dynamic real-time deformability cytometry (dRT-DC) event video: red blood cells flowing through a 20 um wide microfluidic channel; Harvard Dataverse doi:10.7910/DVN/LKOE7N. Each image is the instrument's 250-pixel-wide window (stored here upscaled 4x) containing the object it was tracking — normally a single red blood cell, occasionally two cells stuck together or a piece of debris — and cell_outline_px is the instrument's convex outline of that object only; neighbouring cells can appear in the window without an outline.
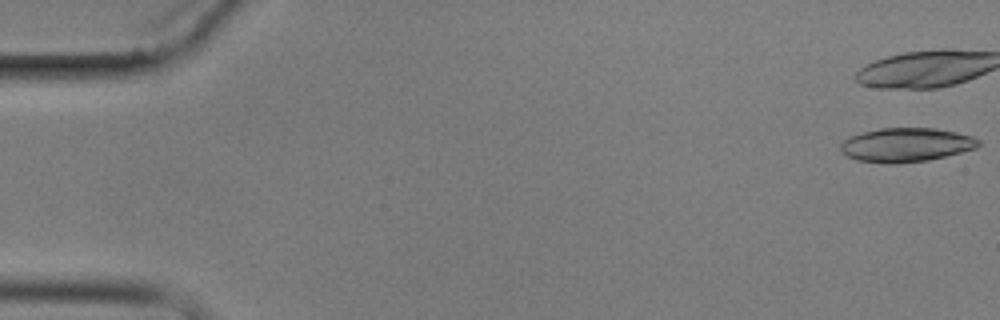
{"species": "common noctule bat (a hibernating species)", "species_latin": "Nyctalus noctula", "temperature_condition": "cold", "stored_images_in_passage": 7, "camera_frame_rate_fps": 3000, "um_per_image_px": 0.085, "animal": {"sex": "male", "body_mass_g": 17.9}, "frame": {"image": 1, "passage_image": 1, "time_ms": 0.0, "image_size_px": [1000, 320], "cell_outline_px": [[980, 144], [976, 148], [928, 160], [896, 164], [888, 164], [856, 160], [840, 152], [840, 144], [848, 136], [880, 128], [936, 128], [956, 132], [972, 136], [980, 140]], "centroid_in_image_um": [76.99, 12.31], "position_along_channel_um": 8.0, "area_um2": 27.4}}